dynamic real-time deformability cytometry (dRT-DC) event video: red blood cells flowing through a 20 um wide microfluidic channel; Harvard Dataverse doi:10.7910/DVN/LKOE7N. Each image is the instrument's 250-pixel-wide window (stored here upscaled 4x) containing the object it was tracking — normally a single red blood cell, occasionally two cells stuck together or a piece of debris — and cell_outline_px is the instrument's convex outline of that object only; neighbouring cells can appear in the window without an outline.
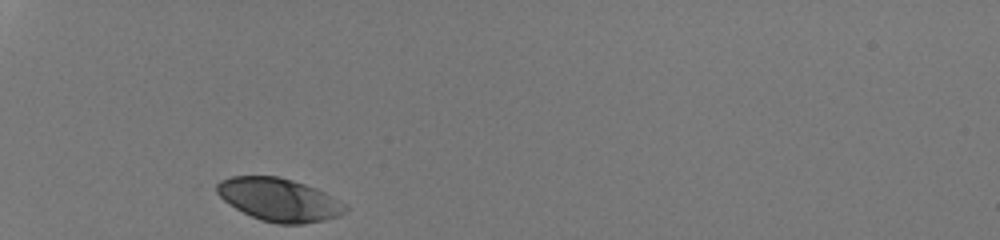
{"species": "human", "species_latin": "Homo sapiens", "temperature_condition": "room temperature", "stored_images_in_passage": 28, "camera_frame_rate_fps": 3000, "um_per_image_px": 0.085, "donor": {"sex": "male"}, "frame": {"image": 1, "passage_image": 1, "time_ms": 0.0, "image_size_px": [1000, 240], "cell_outline_px": [[348, 208], [340, 216], [324, 220], [304, 224], [276, 224], [260, 220], [236, 208], [224, 200], [216, 192], [216, 184], [220, 180], [232, 176], [276, 176], [292, 180], [316, 188], [324, 192]], "centroid_in_image_um": [23.69, 16.98], "position_along_channel_um": 61.3, "area_um2": 31.85}}
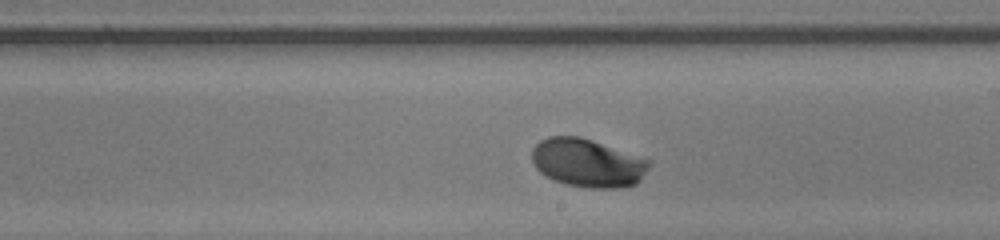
{"frame": {"image": 2, "passage_image": 16, "time_ms": 5.0, "image_size_px": [1000, 240], "cell_outline_px": [[652, 164], [640, 180], [636, 184], [624, 188], [588, 188], [564, 184], [540, 172], [536, 168], [532, 160], [532, 148], [540, 140], [548, 136], [580, 136], [652, 160]], "centroid_in_image_um": [49.97, 13.85], "position_along_channel_um": 239.0, "area_um2": 33.23}}
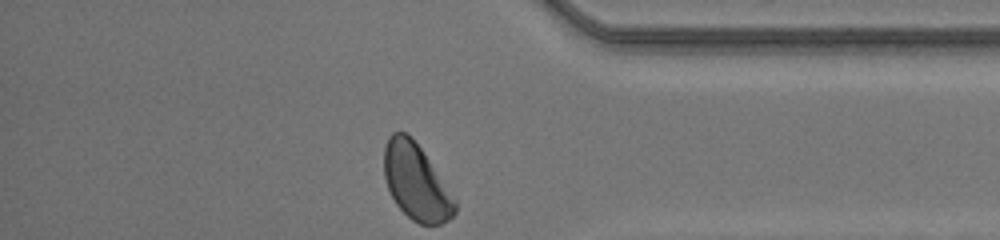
{"frame": {"image": 3, "passage_image": 28, "time_ms": 9.0, "image_size_px": [1000, 240], "cell_outline_px": [[456, 212], [448, 220], [440, 224], [420, 224], [412, 220], [396, 204], [388, 188], [384, 176], [384, 148], [388, 136], [392, 132], [404, 132], [412, 136], [456, 200]], "centroid_in_image_um": [35.35, 15.46], "position_along_channel_um": 399.8, "area_um2": 31.04}, "authors_computed_cell_mechanics": {"area_um2": 32.3102, "velocity_mm_per_s": 4.1716, "shape_relaxation_time_tau1_ms": 1.4601, "shape_relaxation_time_tau2_ms": null, "deformation_change_tau1": 0.1142, "deformation_change_tau2": null}}